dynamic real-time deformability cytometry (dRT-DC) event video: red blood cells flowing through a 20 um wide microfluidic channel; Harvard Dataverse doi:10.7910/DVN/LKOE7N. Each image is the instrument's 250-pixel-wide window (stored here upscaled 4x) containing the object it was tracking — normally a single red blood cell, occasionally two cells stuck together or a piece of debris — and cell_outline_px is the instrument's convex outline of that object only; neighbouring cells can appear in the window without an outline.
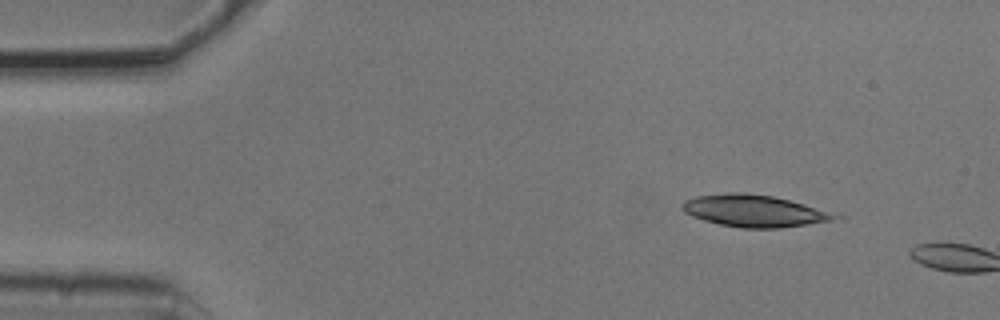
{"species": "common noctule bat (a hibernating species)", "species_latin": "Nyctalus noctula", "temperature_condition": "cold", "stored_images_in_passage": 3, "camera_frame_rate_fps": 3000, "um_per_image_px": 0.085, "animal": {"sex": "male", "body_mass_g": 20.5, "forearm_length_mm": 52.5}, "frame": {"image": 1, "passage_image": 2, "time_ms": 0.333, "image_size_px": [1000, 320], "cell_outline_px": [[848, 216], [832, 220], [780, 228], [740, 228], [720, 224], [704, 220], [692, 216], [684, 212], [680, 208], [680, 204], [684, 200], [696, 196], [728, 192], [744, 192], [772, 196], [804, 204]], "centroid_in_image_um": [64.1, 17.92], "position_along_channel_um": 20.9, "area_um2": 28.61}}